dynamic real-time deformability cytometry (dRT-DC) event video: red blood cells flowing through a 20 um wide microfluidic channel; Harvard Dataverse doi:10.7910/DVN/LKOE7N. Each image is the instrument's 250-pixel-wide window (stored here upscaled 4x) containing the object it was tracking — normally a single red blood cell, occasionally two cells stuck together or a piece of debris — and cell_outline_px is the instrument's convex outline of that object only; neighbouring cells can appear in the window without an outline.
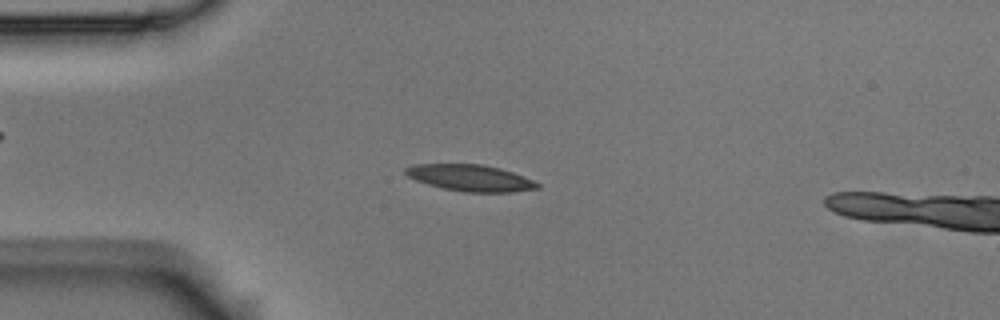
{"species": "Egyptian fruit bat (a non-hibernating species)", "species_latin": "Rousettus aegyptiacus", "temperature_condition": "room temperature", "stored_images_in_passage": 4, "camera_frame_rate_fps": 3000, "um_per_image_px": 0.085, "animal": {"sex": "male"}, "frame": {"image": 1, "passage_image": 3, "time_ms": 0.667, "image_size_px": [1000, 320], "cell_outline_px": [[540, 188], [512, 192], [464, 192], [444, 188], [428, 184], [416, 180], [408, 176], [404, 172], [404, 168], [412, 164], [484, 164], [500, 168], [524, 176], [540, 184]], "centroid_in_image_um": [39.98, 15.11], "position_along_channel_um": 45.0, "area_um2": 20.35}}